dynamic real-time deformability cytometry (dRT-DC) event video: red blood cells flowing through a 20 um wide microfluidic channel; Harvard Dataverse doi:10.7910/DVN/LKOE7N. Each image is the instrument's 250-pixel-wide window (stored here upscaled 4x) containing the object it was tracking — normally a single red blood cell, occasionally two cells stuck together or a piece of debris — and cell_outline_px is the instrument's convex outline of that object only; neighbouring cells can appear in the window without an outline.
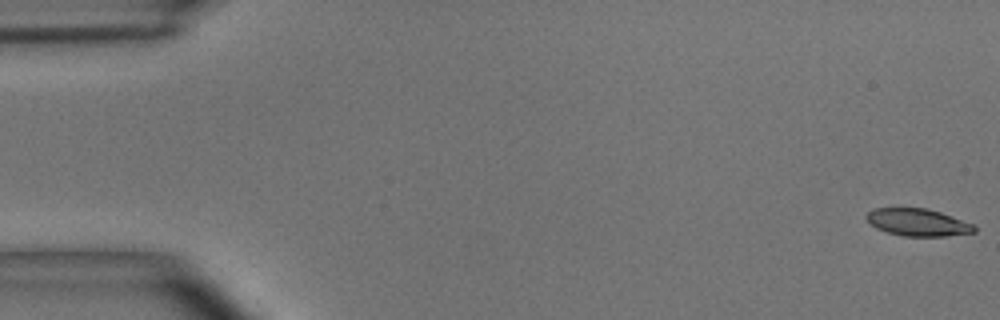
{"species": "common noctule bat (a hibernating species)", "species_latin": "Nyctalus noctula", "temperature_condition": "room temperature", "stored_images_in_passage": 55, "camera_frame_rate_fps": 3000, "um_per_image_px": 0.085, "animal": {"sex": "male", "body_mass_g": 15.6}, "frame": {"image": 1, "passage_image": 1, "time_ms": 0.0, "image_size_px": [1000, 320], "cell_outline_px": [[976, 232], [944, 236], [904, 236], [888, 232], [876, 228], [864, 216], [872, 208], [924, 208], [940, 212], [972, 224], [976, 228]], "centroid_in_image_um": [77.99, 18.9], "position_along_channel_um": 7.0, "area_um2": 16.94}}
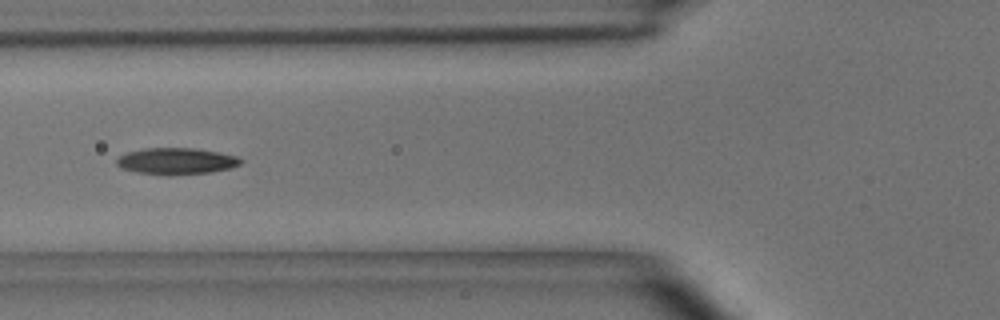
{"frame": {"image": 2, "passage_image": 21, "time_ms": 6.667, "image_size_px": [1000, 320], "cell_outline_px": [[244, 160], [240, 164], [232, 168], [212, 172], [172, 176], [168, 176], [136, 172], [120, 168], [116, 164], [116, 160], [124, 152], [144, 148], [196, 148], [236, 156]], "centroid_in_image_um": [14.96, 13.71], "position_along_channel_um": 110.8, "area_um2": 19.54}}
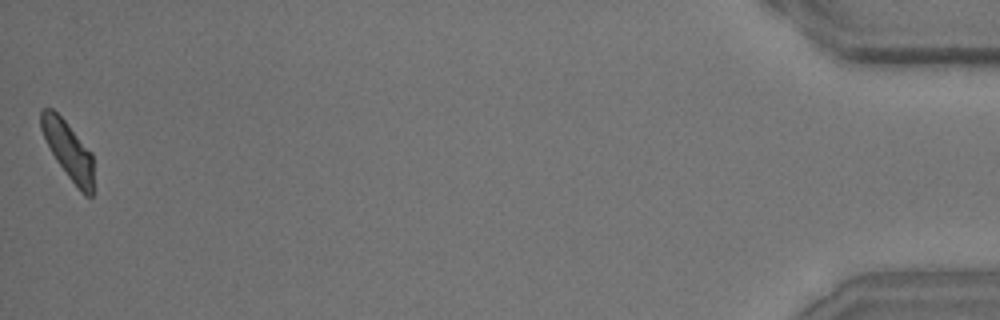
{"frame": {"image": 3, "passage_image": 55, "time_ms": 18.0, "image_size_px": [1000, 320], "cell_outline_px": [[92, 196], [84, 196], [80, 192], [56, 160], [40, 128], [40, 112], [44, 108], [52, 108], [64, 120], [92, 152]], "centroid_in_image_um": [5.8, 12.76], "position_along_channel_um": 429.4, "area_um2": 17.28}, "authors_computed_cell_mechanics": {"area_um2": 18.4382, "velocity_mm_per_s": 3.6391, "shape_relaxation_time_tau1_ms": 5.3417, "shape_relaxation_time_tau2_ms": 5.8177, "deformation_change_tau1": 0.1576, "deformation_change_tau2": 0.1331}}